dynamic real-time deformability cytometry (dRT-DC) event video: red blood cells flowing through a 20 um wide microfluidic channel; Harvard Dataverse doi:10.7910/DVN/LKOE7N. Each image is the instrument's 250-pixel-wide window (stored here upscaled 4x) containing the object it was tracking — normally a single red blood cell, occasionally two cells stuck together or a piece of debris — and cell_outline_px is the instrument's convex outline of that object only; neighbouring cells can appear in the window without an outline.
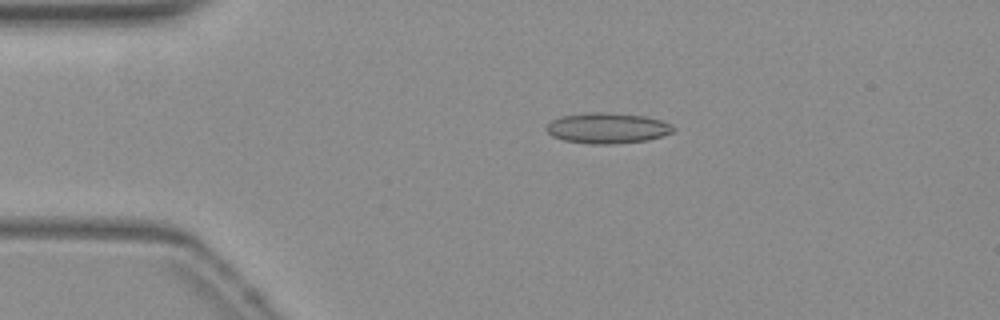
{"species": "common noctule bat (a hibernating species)", "species_latin": "Nyctalus noctula", "temperature_condition": "warm", "stored_images_in_passage": 46, "camera_frame_rate_fps": 3000, "um_per_image_px": 0.085, "animal": {"sex": "female", "body_mass_g": 19.3, "forearm_length_mm": 54.1}, "frame": {"image": 1, "passage_image": 4, "time_ms": 1.0, "image_size_px": [1000, 320], "cell_outline_px": [[676, 128], [672, 132], [648, 140], [612, 144], [592, 144], [564, 140], [552, 136], [544, 128], [552, 120], [564, 116], [588, 112], [604, 112], [644, 116], [660, 120], [672, 124]], "centroid_in_image_um": [51.63, 10.89], "position_along_channel_um": 33.4, "area_um2": 22.48}}
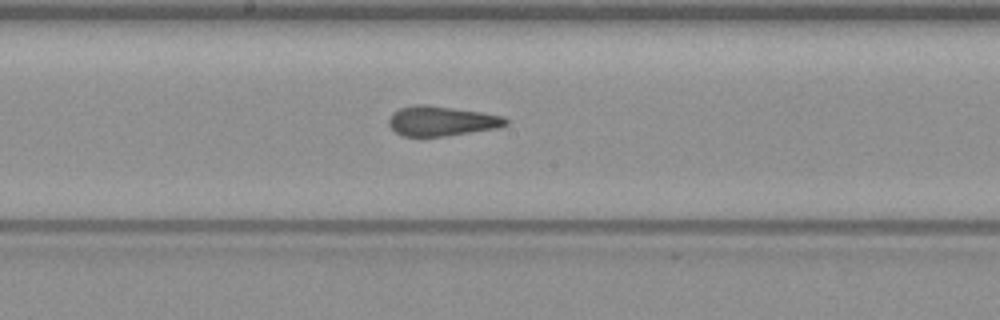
{"frame": {"image": 2, "passage_image": 21, "time_ms": 6.667, "image_size_px": [1000, 320], "cell_outline_px": [[508, 124], [496, 128], [444, 136], [400, 136], [388, 124], [388, 120], [392, 112], [400, 108], [412, 104], [424, 104], [480, 112], [504, 116], [508, 120]], "centroid_in_image_um": [37.49, 10.28], "position_along_channel_um": 210.7, "area_um2": 20.23}}
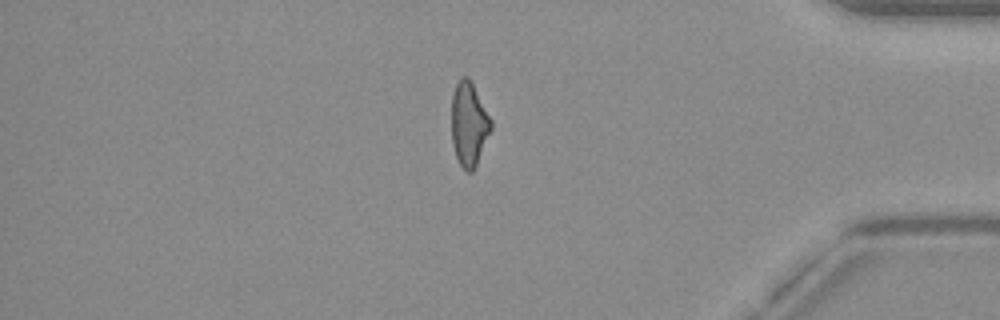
{"frame": {"image": 3, "passage_image": 38, "time_ms": 12.333, "image_size_px": [1000, 320], "cell_outline_px": [[492, 128], [476, 168], [472, 172], [468, 172], [460, 164], [456, 156], [452, 144], [452, 92], [460, 76], [468, 76], [492, 120]], "centroid_in_image_um": [39.86, 10.56], "position_along_channel_um": 395.3, "area_um2": 19.42}, "authors_computed_cell_mechanics": {"area_um2": 20.3456, "velocity_mm_per_s": 3.8514, "shape_relaxation_time_tau1_ms": null, "shape_relaxation_time_tau2_ms": 1.6459, "deformation_change_tau1": null, "deformation_change_tau2": 0.0956}}